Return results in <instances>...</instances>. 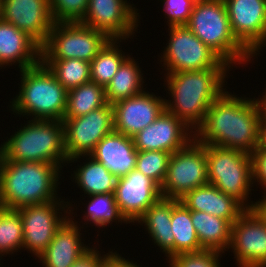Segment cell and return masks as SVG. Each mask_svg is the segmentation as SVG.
<instances>
[{
  "label": "cell",
  "mask_w": 266,
  "mask_h": 267,
  "mask_svg": "<svg viewBox=\"0 0 266 267\" xmlns=\"http://www.w3.org/2000/svg\"><path fill=\"white\" fill-rule=\"evenodd\" d=\"M260 110L253 98L224 91L213 101L193 132L201 145H215L252 154L259 145Z\"/></svg>",
  "instance_id": "cell-1"
},
{
  "label": "cell",
  "mask_w": 266,
  "mask_h": 267,
  "mask_svg": "<svg viewBox=\"0 0 266 267\" xmlns=\"http://www.w3.org/2000/svg\"><path fill=\"white\" fill-rule=\"evenodd\" d=\"M228 71L229 68H209L166 73L165 87L173 101L165 99V110L196 130L213 101L226 90L223 87Z\"/></svg>",
  "instance_id": "cell-2"
},
{
  "label": "cell",
  "mask_w": 266,
  "mask_h": 267,
  "mask_svg": "<svg viewBox=\"0 0 266 267\" xmlns=\"http://www.w3.org/2000/svg\"><path fill=\"white\" fill-rule=\"evenodd\" d=\"M60 168L46 162L9 161L0 153V207H22L60 200Z\"/></svg>",
  "instance_id": "cell-3"
},
{
  "label": "cell",
  "mask_w": 266,
  "mask_h": 267,
  "mask_svg": "<svg viewBox=\"0 0 266 267\" xmlns=\"http://www.w3.org/2000/svg\"><path fill=\"white\" fill-rule=\"evenodd\" d=\"M28 121L27 125H23L0 145V153L9 161L52 163L62 170V165L68 161L64 148L63 121Z\"/></svg>",
  "instance_id": "cell-4"
},
{
  "label": "cell",
  "mask_w": 266,
  "mask_h": 267,
  "mask_svg": "<svg viewBox=\"0 0 266 267\" xmlns=\"http://www.w3.org/2000/svg\"><path fill=\"white\" fill-rule=\"evenodd\" d=\"M21 72V87L9 108L18 115L33 119L63 121L68 91L55 78L47 66L37 65Z\"/></svg>",
  "instance_id": "cell-5"
},
{
  "label": "cell",
  "mask_w": 266,
  "mask_h": 267,
  "mask_svg": "<svg viewBox=\"0 0 266 267\" xmlns=\"http://www.w3.org/2000/svg\"><path fill=\"white\" fill-rule=\"evenodd\" d=\"M186 26L229 66L253 57L234 37L223 0L194 3Z\"/></svg>",
  "instance_id": "cell-6"
},
{
  "label": "cell",
  "mask_w": 266,
  "mask_h": 267,
  "mask_svg": "<svg viewBox=\"0 0 266 267\" xmlns=\"http://www.w3.org/2000/svg\"><path fill=\"white\" fill-rule=\"evenodd\" d=\"M203 146L207 155L208 183L232 197L245 210H253V201L250 205L247 202L253 187L252 156L236 149Z\"/></svg>",
  "instance_id": "cell-7"
},
{
  "label": "cell",
  "mask_w": 266,
  "mask_h": 267,
  "mask_svg": "<svg viewBox=\"0 0 266 267\" xmlns=\"http://www.w3.org/2000/svg\"><path fill=\"white\" fill-rule=\"evenodd\" d=\"M111 38L81 22H55L41 46V60L81 59L91 62Z\"/></svg>",
  "instance_id": "cell-8"
},
{
  "label": "cell",
  "mask_w": 266,
  "mask_h": 267,
  "mask_svg": "<svg viewBox=\"0 0 266 267\" xmlns=\"http://www.w3.org/2000/svg\"><path fill=\"white\" fill-rule=\"evenodd\" d=\"M169 28L168 45L160 57L165 71L168 70L166 73L231 67L186 25H173Z\"/></svg>",
  "instance_id": "cell-9"
},
{
  "label": "cell",
  "mask_w": 266,
  "mask_h": 267,
  "mask_svg": "<svg viewBox=\"0 0 266 267\" xmlns=\"http://www.w3.org/2000/svg\"><path fill=\"white\" fill-rule=\"evenodd\" d=\"M208 184L206 148L194 139L182 150L171 154L162 197L180 200L189 191Z\"/></svg>",
  "instance_id": "cell-10"
},
{
  "label": "cell",
  "mask_w": 266,
  "mask_h": 267,
  "mask_svg": "<svg viewBox=\"0 0 266 267\" xmlns=\"http://www.w3.org/2000/svg\"><path fill=\"white\" fill-rule=\"evenodd\" d=\"M63 126L67 164L77 162V159L90 155L96 145L114 130L113 106L107 103L84 116L64 118Z\"/></svg>",
  "instance_id": "cell-11"
},
{
  "label": "cell",
  "mask_w": 266,
  "mask_h": 267,
  "mask_svg": "<svg viewBox=\"0 0 266 267\" xmlns=\"http://www.w3.org/2000/svg\"><path fill=\"white\" fill-rule=\"evenodd\" d=\"M64 203L65 201H62V199L61 201L51 200L46 203L18 209L23 222L22 249H27L37 258L46 250L58 228L69 217L68 215L71 214L72 208L69 202H66L67 204ZM58 211H64V213L68 214L63 217L62 212ZM58 213L62 215L60 216Z\"/></svg>",
  "instance_id": "cell-12"
},
{
  "label": "cell",
  "mask_w": 266,
  "mask_h": 267,
  "mask_svg": "<svg viewBox=\"0 0 266 267\" xmlns=\"http://www.w3.org/2000/svg\"><path fill=\"white\" fill-rule=\"evenodd\" d=\"M223 1L234 37L252 56L257 55L266 46V0Z\"/></svg>",
  "instance_id": "cell-13"
},
{
  "label": "cell",
  "mask_w": 266,
  "mask_h": 267,
  "mask_svg": "<svg viewBox=\"0 0 266 267\" xmlns=\"http://www.w3.org/2000/svg\"><path fill=\"white\" fill-rule=\"evenodd\" d=\"M231 248L238 267H266V223L253 210L232 223Z\"/></svg>",
  "instance_id": "cell-14"
},
{
  "label": "cell",
  "mask_w": 266,
  "mask_h": 267,
  "mask_svg": "<svg viewBox=\"0 0 266 267\" xmlns=\"http://www.w3.org/2000/svg\"><path fill=\"white\" fill-rule=\"evenodd\" d=\"M136 10L127 0H88L80 22L110 38L127 39L137 31L140 16Z\"/></svg>",
  "instance_id": "cell-15"
},
{
  "label": "cell",
  "mask_w": 266,
  "mask_h": 267,
  "mask_svg": "<svg viewBox=\"0 0 266 267\" xmlns=\"http://www.w3.org/2000/svg\"><path fill=\"white\" fill-rule=\"evenodd\" d=\"M114 197L121 215L132 224L162 195L160 186L154 180L133 169L117 178Z\"/></svg>",
  "instance_id": "cell-16"
},
{
  "label": "cell",
  "mask_w": 266,
  "mask_h": 267,
  "mask_svg": "<svg viewBox=\"0 0 266 267\" xmlns=\"http://www.w3.org/2000/svg\"><path fill=\"white\" fill-rule=\"evenodd\" d=\"M1 18L26 32L40 46L48 39L55 21L50 0H0Z\"/></svg>",
  "instance_id": "cell-17"
},
{
  "label": "cell",
  "mask_w": 266,
  "mask_h": 267,
  "mask_svg": "<svg viewBox=\"0 0 266 267\" xmlns=\"http://www.w3.org/2000/svg\"><path fill=\"white\" fill-rule=\"evenodd\" d=\"M192 132L194 130L182 120L164 110L153 123L138 132L133 140L137 151L154 150L172 154L182 150L193 140Z\"/></svg>",
  "instance_id": "cell-18"
},
{
  "label": "cell",
  "mask_w": 266,
  "mask_h": 267,
  "mask_svg": "<svg viewBox=\"0 0 266 267\" xmlns=\"http://www.w3.org/2000/svg\"><path fill=\"white\" fill-rule=\"evenodd\" d=\"M144 90L127 99L114 103V131L129 137L153 123L165 110V98Z\"/></svg>",
  "instance_id": "cell-19"
},
{
  "label": "cell",
  "mask_w": 266,
  "mask_h": 267,
  "mask_svg": "<svg viewBox=\"0 0 266 267\" xmlns=\"http://www.w3.org/2000/svg\"><path fill=\"white\" fill-rule=\"evenodd\" d=\"M41 61V46L26 32L0 17V67L18 64L20 70Z\"/></svg>",
  "instance_id": "cell-20"
},
{
  "label": "cell",
  "mask_w": 266,
  "mask_h": 267,
  "mask_svg": "<svg viewBox=\"0 0 266 267\" xmlns=\"http://www.w3.org/2000/svg\"><path fill=\"white\" fill-rule=\"evenodd\" d=\"M67 218L56 231L51 243L38 257L43 267H70L90 246L83 242L78 222Z\"/></svg>",
  "instance_id": "cell-21"
},
{
  "label": "cell",
  "mask_w": 266,
  "mask_h": 267,
  "mask_svg": "<svg viewBox=\"0 0 266 267\" xmlns=\"http://www.w3.org/2000/svg\"><path fill=\"white\" fill-rule=\"evenodd\" d=\"M90 156L120 178L135 169L137 150L133 137L113 130L96 145Z\"/></svg>",
  "instance_id": "cell-22"
},
{
  "label": "cell",
  "mask_w": 266,
  "mask_h": 267,
  "mask_svg": "<svg viewBox=\"0 0 266 267\" xmlns=\"http://www.w3.org/2000/svg\"><path fill=\"white\" fill-rule=\"evenodd\" d=\"M180 201L190 211L209 213L226 219L231 225L245 211L232 197L209 183L189 191Z\"/></svg>",
  "instance_id": "cell-23"
},
{
  "label": "cell",
  "mask_w": 266,
  "mask_h": 267,
  "mask_svg": "<svg viewBox=\"0 0 266 267\" xmlns=\"http://www.w3.org/2000/svg\"><path fill=\"white\" fill-rule=\"evenodd\" d=\"M180 202L178 199L161 197L152 204L136 221L144 228L152 241L166 254V259L174 256V235L172 232V209ZM168 254V255H167Z\"/></svg>",
  "instance_id": "cell-24"
},
{
  "label": "cell",
  "mask_w": 266,
  "mask_h": 267,
  "mask_svg": "<svg viewBox=\"0 0 266 267\" xmlns=\"http://www.w3.org/2000/svg\"><path fill=\"white\" fill-rule=\"evenodd\" d=\"M192 224L204 250L228 251L232 225L223 218L201 211H191ZM227 248V250H226Z\"/></svg>",
  "instance_id": "cell-25"
},
{
  "label": "cell",
  "mask_w": 266,
  "mask_h": 267,
  "mask_svg": "<svg viewBox=\"0 0 266 267\" xmlns=\"http://www.w3.org/2000/svg\"><path fill=\"white\" fill-rule=\"evenodd\" d=\"M142 75L137 62L129 56L105 88L107 103L113 105L120 100L141 94L144 91Z\"/></svg>",
  "instance_id": "cell-26"
},
{
  "label": "cell",
  "mask_w": 266,
  "mask_h": 267,
  "mask_svg": "<svg viewBox=\"0 0 266 267\" xmlns=\"http://www.w3.org/2000/svg\"><path fill=\"white\" fill-rule=\"evenodd\" d=\"M88 157L83 166L80 165L79 168H76V171H73V181L89 196L114 193L117 177L102 163L97 162L90 155Z\"/></svg>",
  "instance_id": "cell-27"
},
{
  "label": "cell",
  "mask_w": 266,
  "mask_h": 267,
  "mask_svg": "<svg viewBox=\"0 0 266 267\" xmlns=\"http://www.w3.org/2000/svg\"><path fill=\"white\" fill-rule=\"evenodd\" d=\"M122 40L111 38L90 62V81L106 88L121 64L129 57L119 49ZM126 55V56H125Z\"/></svg>",
  "instance_id": "cell-28"
},
{
  "label": "cell",
  "mask_w": 266,
  "mask_h": 267,
  "mask_svg": "<svg viewBox=\"0 0 266 267\" xmlns=\"http://www.w3.org/2000/svg\"><path fill=\"white\" fill-rule=\"evenodd\" d=\"M107 104L105 88L89 81L68 90L64 118H77Z\"/></svg>",
  "instance_id": "cell-29"
},
{
  "label": "cell",
  "mask_w": 266,
  "mask_h": 267,
  "mask_svg": "<svg viewBox=\"0 0 266 267\" xmlns=\"http://www.w3.org/2000/svg\"><path fill=\"white\" fill-rule=\"evenodd\" d=\"M171 226L174 235V256L204 250L192 224L191 211L181 201L172 209Z\"/></svg>",
  "instance_id": "cell-30"
},
{
  "label": "cell",
  "mask_w": 266,
  "mask_h": 267,
  "mask_svg": "<svg viewBox=\"0 0 266 267\" xmlns=\"http://www.w3.org/2000/svg\"><path fill=\"white\" fill-rule=\"evenodd\" d=\"M41 61L67 91L90 81V62L81 59Z\"/></svg>",
  "instance_id": "cell-31"
},
{
  "label": "cell",
  "mask_w": 266,
  "mask_h": 267,
  "mask_svg": "<svg viewBox=\"0 0 266 267\" xmlns=\"http://www.w3.org/2000/svg\"><path fill=\"white\" fill-rule=\"evenodd\" d=\"M23 247V222L18 210L0 207V257Z\"/></svg>",
  "instance_id": "cell-32"
},
{
  "label": "cell",
  "mask_w": 266,
  "mask_h": 267,
  "mask_svg": "<svg viewBox=\"0 0 266 267\" xmlns=\"http://www.w3.org/2000/svg\"><path fill=\"white\" fill-rule=\"evenodd\" d=\"M88 201L87 211H85L83 219L94 223L99 228L104 227L112 222H123L128 224L121 215L115 201L114 193L91 195Z\"/></svg>",
  "instance_id": "cell-33"
},
{
  "label": "cell",
  "mask_w": 266,
  "mask_h": 267,
  "mask_svg": "<svg viewBox=\"0 0 266 267\" xmlns=\"http://www.w3.org/2000/svg\"><path fill=\"white\" fill-rule=\"evenodd\" d=\"M170 156L171 153L163 151H137L135 169L161 187L166 177Z\"/></svg>",
  "instance_id": "cell-34"
},
{
  "label": "cell",
  "mask_w": 266,
  "mask_h": 267,
  "mask_svg": "<svg viewBox=\"0 0 266 267\" xmlns=\"http://www.w3.org/2000/svg\"><path fill=\"white\" fill-rule=\"evenodd\" d=\"M55 22H80L88 7V0H50Z\"/></svg>",
  "instance_id": "cell-35"
},
{
  "label": "cell",
  "mask_w": 266,
  "mask_h": 267,
  "mask_svg": "<svg viewBox=\"0 0 266 267\" xmlns=\"http://www.w3.org/2000/svg\"><path fill=\"white\" fill-rule=\"evenodd\" d=\"M222 252L202 250L199 252L181 253L169 259V267H221L219 255Z\"/></svg>",
  "instance_id": "cell-36"
},
{
  "label": "cell",
  "mask_w": 266,
  "mask_h": 267,
  "mask_svg": "<svg viewBox=\"0 0 266 267\" xmlns=\"http://www.w3.org/2000/svg\"><path fill=\"white\" fill-rule=\"evenodd\" d=\"M163 3L168 27L173 25H186L190 19L194 6L193 0H160Z\"/></svg>",
  "instance_id": "cell-37"
},
{
  "label": "cell",
  "mask_w": 266,
  "mask_h": 267,
  "mask_svg": "<svg viewBox=\"0 0 266 267\" xmlns=\"http://www.w3.org/2000/svg\"><path fill=\"white\" fill-rule=\"evenodd\" d=\"M253 184L259 182L266 191V148H257L252 154ZM255 180V181H254Z\"/></svg>",
  "instance_id": "cell-38"
},
{
  "label": "cell",
  "mask_w": 266,
  "mask_h": 267,
  "mask_svg": "<svg viewBox=\"0 0 266 267\" xmlns=\"http://www.w3.org/2000/svg\"><path fill=\"white\" fill-rule=\"evenodd\" d=\"M101 256L98 249L94 246L83 253L70 267H101L107 260L112 251Z\"/></svg>",
  "instance_id": "cell-39"
},
{
  "label": "cell",
  "mask_w": 266,
  "mask_h": 267,
  "mask_svg": "<svg viewBox=\"0 0 266 267\" xmlns=\"http://www.w3.org/2000/svg\"><path fill=\"white\" fill-rule=\"evenodd\" d=\"M108 260L115 267H139V265L136 264L137 262L133 263V261H129L128 259H125L121 255H119L117 252H112L108 257Z\"/></svg>",
  "instance_id": "cell-40"
},
{
  "label": "cell",
  "mask_w": 266,
  "mask_h": 267,
  "mask_svg": "<svg viewBox=\"0 0 266 267\" xmlns=\"http://www.w3.org/2000/svg\"><path fill=\"white\" fill-rule=\"evenodd\" d=\"M262 197L261 201L259 200L254 203L253 211L266 223V192H264Z\"/></svg>",
  "instance_id": "cell-41"
},
{
  "label": "cell",
  "mask_w": 266,
  "mask_h": 267,
  "mask_svg": "<svg viewBox=\"0 0 266 267\" xmlns=\"http://www.w3.org/2000/svg\"><path fill=\"white\" fill-rule=\"evenodd\" d=\"M257 148H266V120H260L259 145Z\"/></svg>",
  "instance_id": "cell-42"
},
{
  "label": "cell",
  "mask_w": 266,
  "mask_h": 267,
  "mask_svg": "<svg viewBox=\"0 0 266 267\" xmlns=\"http://www.w3.org/2000/svg\"><path fill=\"white\" fill-rule=\"evenodd\" d=\"M255 100L257 101V104L259 106L260 117H261L260 120H266V91L265 94L262 96V98L261 97L260 99L256 98Z\"/></svg>",
  "instance_id": "cell-43"
},
{
  "label": "cell",
  "mask_w": 266,
  "mask_h": 267,
  "mask_svg": "<svg viewBox=\"0 0 266 267\" xmlns=\"http://www.w3.org/2000/svg\"><path fill=\"white\" fill-rule=\"evenodd\" d=\"M101 267H115L109 260H107Z\"/></svg>",
  "instance_id": "cell-44"
},
{
  "label": "cell",
  "mask_w": 266,
  "mask_h": 267,
  "mask_svg": "<svg viewBox=\"0 0 266 267\" xmlns=\"http://www.w3.org/2000/svg\"><path fill=\"white\" fill-rule=\"evenodd\" d=\"M193 1L196 3V2H212L217 0H193Z\"/></svg>",
  "instance_id": "cell-45"
}]
</instances>
